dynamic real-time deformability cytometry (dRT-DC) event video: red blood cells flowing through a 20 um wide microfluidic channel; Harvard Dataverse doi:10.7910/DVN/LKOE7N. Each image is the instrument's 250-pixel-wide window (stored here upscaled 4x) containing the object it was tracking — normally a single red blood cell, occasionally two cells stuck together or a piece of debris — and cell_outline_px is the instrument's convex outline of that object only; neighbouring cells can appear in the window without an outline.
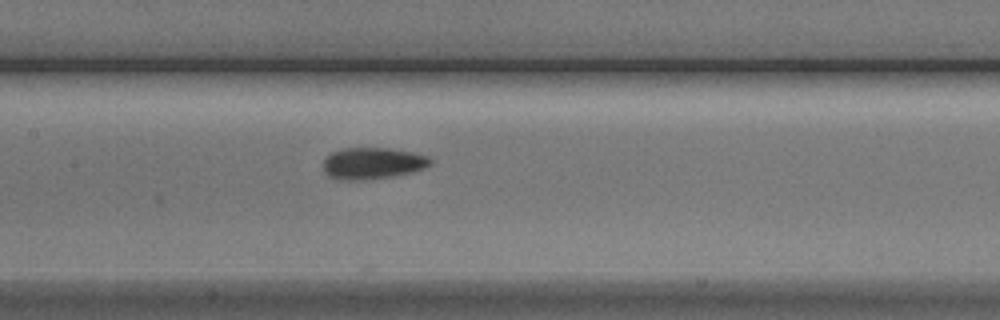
{"species": "Egyptian fruit bat (a non-hibernating species)", "species_latin": "Rousettus aegyptiacus", "temperature_condition": "cold", "stored_images_in_passage": 7, "camera_frame_rate_fps": 3000, "um_per_image_px": 0.085, "animal": {"sex": "male"}, "frame": {"image": 1, "passage_image": 7, "time_ms": 7.667, "image_size_px": [1000, 320], "cell_outline_px": [[432, 164], [424, 168], [412, 172], [392, 176], [364, 180], [344, 180], [332, 176], [324, 172], [324, 160], [332, 152], [340, 148], [388, 148], [412, 152], [428, 156], [432, 160]], "centroid_in_image_um": [31.7, 13.87], "position_along_channel_um": 175.7, "area_um2": 19.59}}